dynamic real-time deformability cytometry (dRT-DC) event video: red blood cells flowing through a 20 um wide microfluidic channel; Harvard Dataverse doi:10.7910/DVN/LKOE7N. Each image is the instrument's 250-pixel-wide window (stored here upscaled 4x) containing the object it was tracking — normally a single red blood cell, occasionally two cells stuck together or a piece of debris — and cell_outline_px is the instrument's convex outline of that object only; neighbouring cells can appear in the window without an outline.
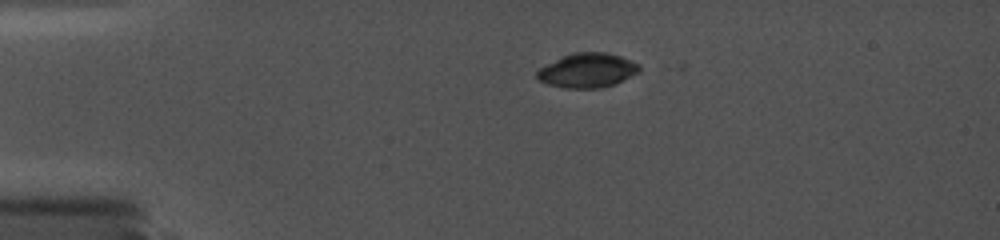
{"species": "common noctule bat (a hibernating species)", "species_latin": "Nyctalus noctula", "temperature_condition": "cold", "stored_images_in_passage": 4, "camera_frame_rate_fps": 5000, "um_per_image_px": 0.085, "animal": {"sex": "female", "body_mass_g": 19.0, "forearm_length_mm": 56.7}, "frame": {"image": 1, "passage_image": 2, "time_ms": 0.2, "image_size_px": [1000, 240], "cell_outline_px": [[648, 68], [616, 84], [600, 88], [564, 88], [548, 84], [536, 80], [536, 72], [540, 68], [564, 56], [576, 52], [604, 52], [620, 56], [632, 60]], "centroid_in_image_um": [50.01, 5.99], "position_along_channel_um": 35.0, "area_um2": 20.81}}